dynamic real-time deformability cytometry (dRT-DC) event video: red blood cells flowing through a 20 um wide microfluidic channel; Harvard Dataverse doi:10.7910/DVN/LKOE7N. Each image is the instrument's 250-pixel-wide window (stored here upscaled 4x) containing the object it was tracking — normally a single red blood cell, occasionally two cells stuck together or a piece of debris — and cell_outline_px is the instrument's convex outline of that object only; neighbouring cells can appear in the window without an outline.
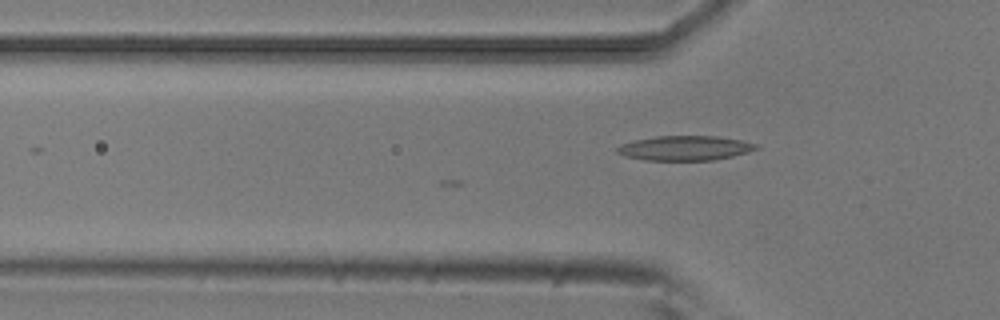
{"species": "common noctule bat (a hibernating species)", "species_latin": "Nyctalus noctula", "temperature_condition": "room temperature", "stored_images_in_passage": 10, "camera_frame_rate_fps": 3000, "um_per_image_px": 0.085, "animal": {"sex": "male", "body_mass_g": 20.5, "forearm_length_mm": 52.5}, "frame": {"image": 1, "passage_image": 10, "time_ms": 3.0, "image_size_px": [1000, 320], "cell_outline_px": [[760, 148], [748, 152], [732, 156], [712, 160], [644, 160], [624, 156], [616, 152], [616, 148], [624, 144], [636, 140], [656, 136], [716, 136], [740, 140], [756, 144]], "centroid_in_image_um": [58.22, 12.59], "position_along_channel_um": 67.6, "area_um2": 19.77}}